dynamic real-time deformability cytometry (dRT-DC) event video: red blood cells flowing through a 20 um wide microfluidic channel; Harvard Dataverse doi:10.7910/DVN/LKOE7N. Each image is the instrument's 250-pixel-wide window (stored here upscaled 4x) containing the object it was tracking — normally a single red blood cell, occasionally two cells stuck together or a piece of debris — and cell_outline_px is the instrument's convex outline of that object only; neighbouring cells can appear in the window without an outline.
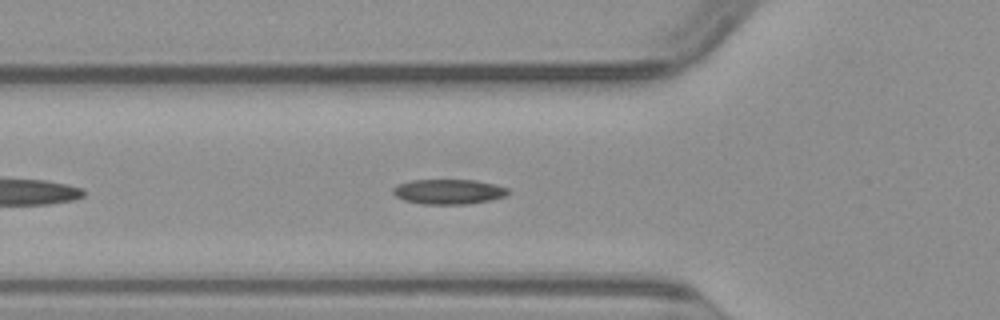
{"species": "common noctule bat (a hibernating species)", "species_latin": "Nyctalus noctula", "temperature_condition": "warm", "stored_images_in_passage": 35, "camera_frame_rate_fps": 3000, "um_per_image_px": 0.085, "animal": {"sex": "male", "body_mass_g": 23.1, "forearm_length_mm": 52.7}, "frame": {"image": 1, "passage_image": 7, "time_ms": 2.0, "image_size_px": [1000, 320], "cell_outline_px": [[512, 192], [508, 196], [492, 200], [468, 204], [424, 204], [404, 200], [396, 196], [392, 192], [392, 188], [396, 184], [412, 180], [476, 180], [496, 184], [508, 188]], "centroid_in_image_um": [38.19, 16.29], "position_along_channel_um": 87.6, "area_um2": 17.05}}
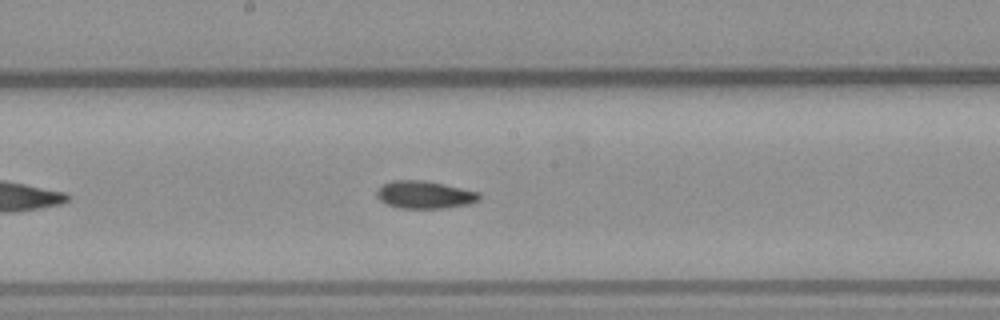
{"frame": {"image": 2, "passage_image": 16, "time_ms": 5.0, "image_size_px": [1000, 320], "cell_outline_px": [[480, 200], [468, 204], [444, 208], [400, 208], [388, 204], [380, 200], [376, 196], [376, 188], [380, 184], [392, 180], [424, 180], [444, 184], [480, 192]], "centroid_in_image_um": [36.06, 16.54], "position_along_channel_um": 212.1, "area_um2": 16.65}}
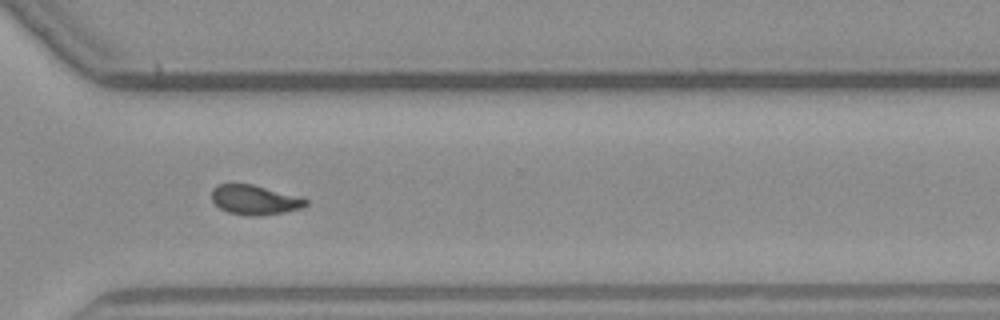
{"frame": {"image": 3, "passage_image": 26, "time_ms": 8.333, "image_size_px": [1000, 320], "cell_outline_px": [[308, 204], [300, 208], [284, 212], [260, 216], [248, 216], [228, 212], [220, 208], [212, 200], [212, 188], [216, 184], [252, 184], [308, 200]], "centroid_in_image_um": [21.59, 17.0], "position_along_channel_um": 349.0, "area_um2": 15.95}}